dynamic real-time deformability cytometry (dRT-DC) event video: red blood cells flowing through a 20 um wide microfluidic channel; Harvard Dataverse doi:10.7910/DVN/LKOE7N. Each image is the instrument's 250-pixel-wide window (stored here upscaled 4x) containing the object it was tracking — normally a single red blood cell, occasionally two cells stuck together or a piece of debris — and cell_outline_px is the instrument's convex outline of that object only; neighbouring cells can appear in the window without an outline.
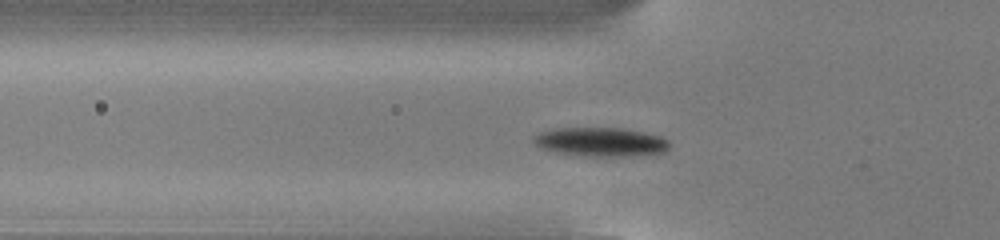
{"species": "common noctule bat (a hibernating species)", "species_latin": "Nyctalus noctula", "temperature_condition": "cold", "stored_images_in_passage": 49, "camera_frame_rate_fps": 3000, "um_per_image_px": 0.085, "animal": {"sex": "male", "body_mass_g": 13.0, "forearm_length_mm": 53.1}, "frame": {"image": 1, "passage_image": 13, "time_ms": 4.0, "image_size_px": [1000, 240], "cell_outline_px": [[668, 148], [664, 152], [632, 156], [588, 156], [556, 152], [540, 148], [532, 140], [532, 136], [540, 132], [552, 128], [624, 128], [644, 132], [660, 136], [668, 140]], "centroid_in_image_um": [51.03, 12.05], "position_along_channel_um": 74.8, "area_um2": 22.95}}
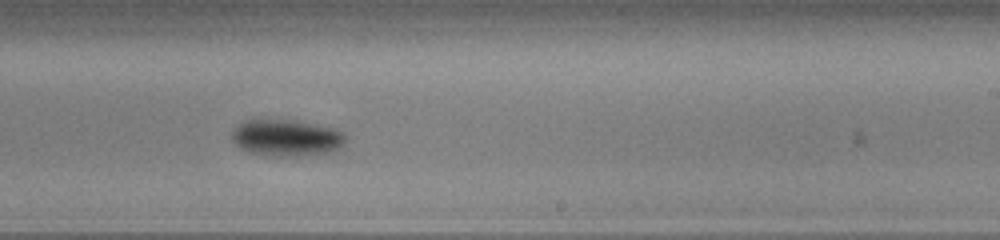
{"frame": {"image": 2, "passage_image": 28, "time_ms": 9.0, "image_size_px": [1000, 240], "cell_outline_px": [[348, 136], [340, 148], [328, 152], [296, 156], [268, 156], [248, 152], [240, 148], [232, 140], [232, 128], [248, 120], [296, 120], [332, 128], [344, 132]], "centroid_in_image_um": [24.34, 11.72], "position_along_channel_um": 264.7, "area_um2": 24.28}}
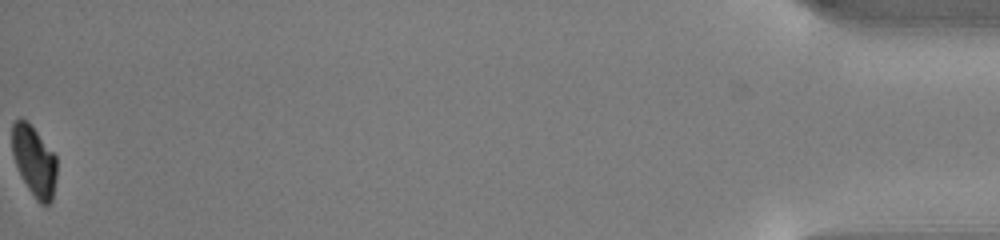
{"frame": {"image": 3, "passage_image": 49, "time_ms": 16.0, "image_size_px": [1000, 240], "cell_outline_px": [[56, 176], [52, 200], [48, 204], [40, 204], [36, 200], [20, 176], [12, 152], [12, 124], [20, 116], [36, 132], [56, 156]], "centroid_in_image_um": [2.89, 13.72], "position_along_channel_um": 432.3, "area_um2": 18.03}, "authors_computed_cell_mechanics": {"area_um2": 21.8484, "velocity_mm_per_s": 3.8049, "shape_relaxation_time_tau1_ms": 2.6095, "shape_relaxation_time_tau2_ms": null, "deformation_change_tau1": 0.129, "deformation_change_tau2": null}}